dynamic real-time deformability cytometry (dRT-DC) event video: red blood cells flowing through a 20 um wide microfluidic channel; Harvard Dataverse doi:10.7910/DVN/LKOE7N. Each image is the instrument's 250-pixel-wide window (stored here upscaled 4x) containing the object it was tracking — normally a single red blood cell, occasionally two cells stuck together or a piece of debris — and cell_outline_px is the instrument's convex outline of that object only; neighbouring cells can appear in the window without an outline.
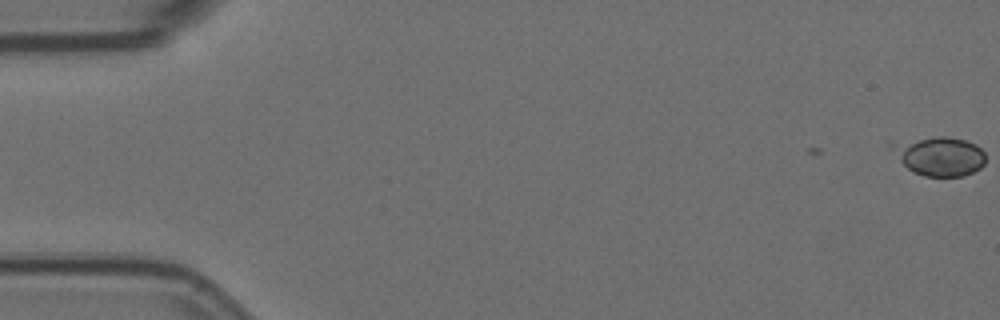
{"species": "Egyptian fruit bat (a non-hibernating species)", "species_latin": "Rousettus aegyptiacus", "temperature_condition": "room temperature", "stored_images_in_passage": 6, "camera_frame_rate_fps": 3000, "um_per_image_px": 0.085, "animal": {"sex": "female"}, "frame": {"image": 1, "passage_image": 1, "time_ms": 0.0, "image_size_px": [1000, 320], "cell_outline_px": [[984, 164], [980, 168], [964, 176], [924, 176], [908, 168], [900, 160], [888, 144], [892, 140], [936, 136], [948, 136], [964, 140], [976, 144], [984, 152]], "centroid_in_image_um": [79.81, 13.23], "position_along_channel_um": 5.2, "area_um2": 21.5}}